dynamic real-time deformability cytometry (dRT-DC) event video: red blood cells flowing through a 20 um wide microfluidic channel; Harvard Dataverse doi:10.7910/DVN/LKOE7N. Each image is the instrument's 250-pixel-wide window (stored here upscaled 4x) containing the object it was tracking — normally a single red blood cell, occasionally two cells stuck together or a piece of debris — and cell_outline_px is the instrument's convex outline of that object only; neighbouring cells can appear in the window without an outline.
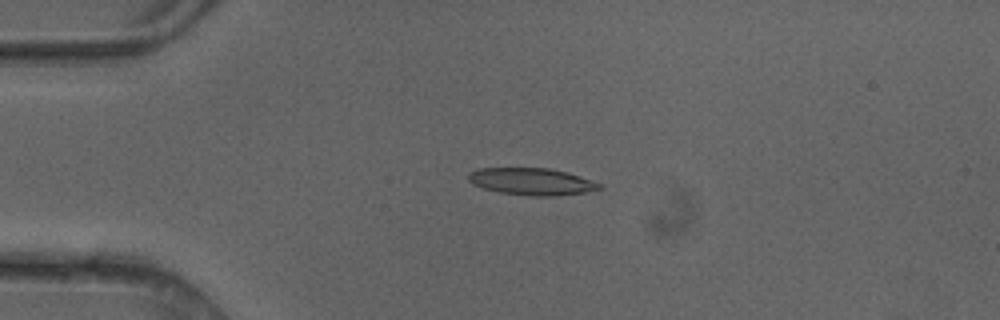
{"species": "common noctule bat (a hibernating species)", "species_latin": "Nyctalus noctula", "temperature_condition": "cold", "stored_images_in_passage": 4, "camera_frame_rate_fps": 3000, "um_per_image_px": 0.085, "animal": {"sex": "female"}, "frame": {"image": 1, "passage_image": 4, "time_ms": 1.0, "image_size_px": [1000, 320], "cell_outline_px": [[604, 188], [588, 192], [556, 196], [528, 196], [500, 192], [484, 188], [472, 184], [468, 180], [468, 172], [480, 168], [548, 168], [568, 172], [600, 184]], "centroid_in_image_um": [45.19, 15.43], "position_along_channel_um": 39.8, "area_um2": 20.69}}